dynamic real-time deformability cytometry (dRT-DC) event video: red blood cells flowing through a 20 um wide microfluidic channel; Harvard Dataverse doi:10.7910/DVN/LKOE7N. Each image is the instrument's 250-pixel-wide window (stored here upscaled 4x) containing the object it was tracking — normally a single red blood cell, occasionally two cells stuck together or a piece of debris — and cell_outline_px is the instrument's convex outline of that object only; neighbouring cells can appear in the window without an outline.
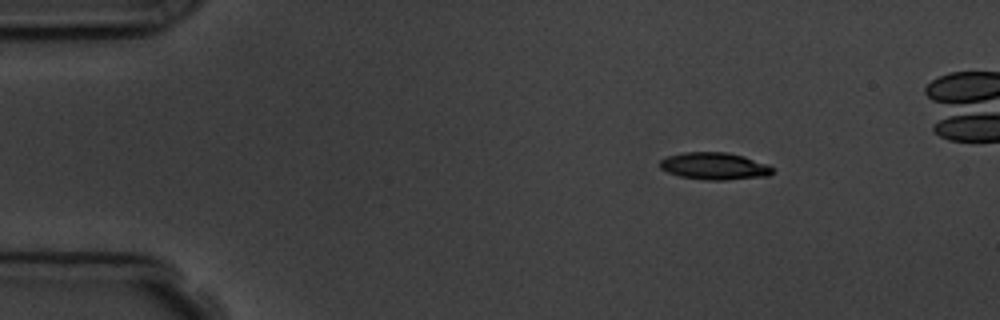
{"species": "common noctule bat (a hibernating species)", "species_latin": "Nyctalus noctula", "temperature_condition": "room temperature", "stored_images_in_passage": 5, "camera_frame_rate_fps": 3000, "um_per_image_px": 0.085, "animal": {"sex": "male", "body_mass_g": 19.5, "forearm_length_mm": 54.6}, "frame": {"image": 1, "passage_image": 1, "time_ms": 0.0, "image_size_px": [1000, 320], "cell_outline_px": [[776, 172], [768, 176], [724, 180], [708, 180], [680, 176], [668, 172], [660, 168], [660, 160], [668, 156], [684, 152], [728, 152], [744, 156], [768, 164]], "centroid_in_image_um": [60.76, 14.11], "position_along_channel_um": 24.2, "area_um2": 17.86}}